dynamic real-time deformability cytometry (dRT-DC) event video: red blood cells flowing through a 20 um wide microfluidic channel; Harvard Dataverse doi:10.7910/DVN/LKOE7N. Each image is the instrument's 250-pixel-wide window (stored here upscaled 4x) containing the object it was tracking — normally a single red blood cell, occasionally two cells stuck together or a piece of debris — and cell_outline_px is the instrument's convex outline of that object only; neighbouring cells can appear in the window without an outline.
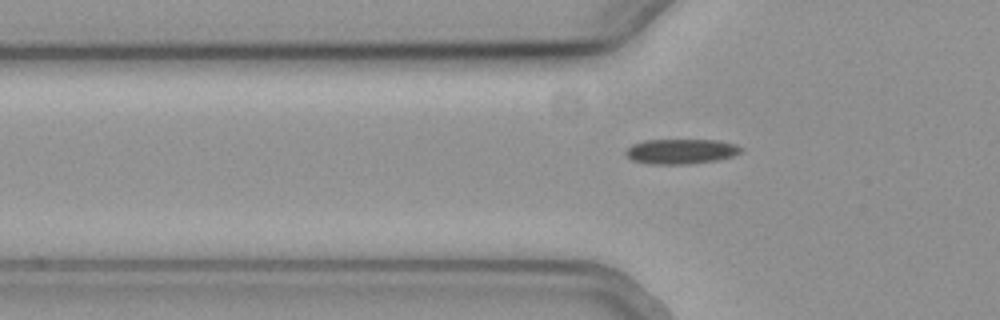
{"species": "common noctule bat (a hibernating species)", "species_latin": "Nyctalus noctula", "temperature_condition": "cold", "stored_images_in_passage": 38, "camera_frame_rate_fps": 3000, "um_per_image_px": 0.085, "animal": {"sex": "female", "body_mass_g": 19.3, "forearm_length_mm": 54.1}, "frame": {"image": 1, "passage_image": 4, "time_ms": 1.0, "image_size_px": [1000, 320], "cell_outline_px": [[744, 148], [740, 152], [732, 156], [716, 160], [688, 164], [652, 164], [632, 160], [624, 152], [632, 144], [644, 140], [716, 140], [736, 144]], "centroid_in_image_um": [57.89, 12.86], "position_along_channel_um": 67.9, "area_um2": 16.7}}
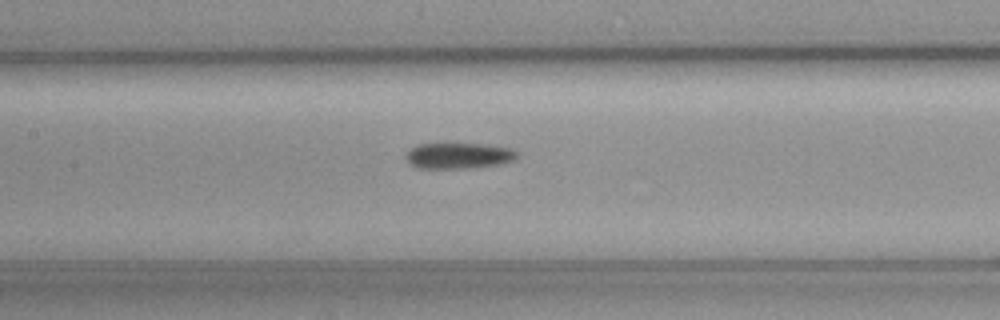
{"frame": {"image": 2, "passage_image": 12, "time_ms": 3.667, "image_size_px": [1000, 320], "cell_outline_px": [[516, 156], [512, 160], [496, 164], [476, 168], [416, 168], [404, 156], [412, 148], [420, 144], [484, 144], [512, 148], [516, 152]], "centroid_in_image_um": [38.97, 13.24], "position_along_channel_um": 168.4, "area_um2": 16.47}}
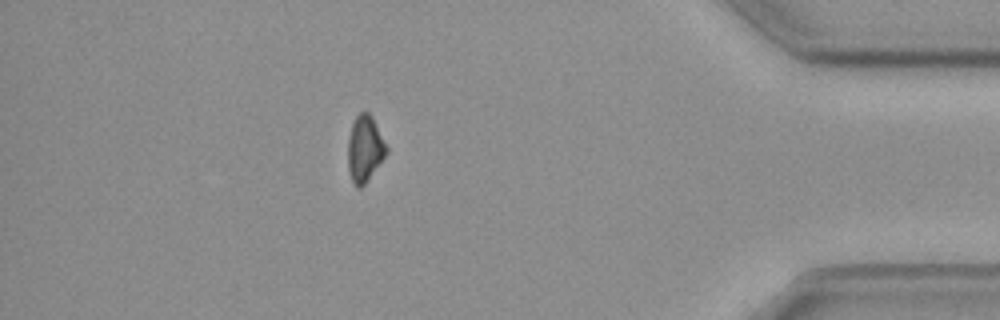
{"frame": {"image": 3, "passage_image": 34, "time_ms": 11.0, "image_size_px": [1000, 320], "cell_outline_px": [[388, 152], [364, 184], [360, 188], [356, 188], [352, 180], [348, 168], [348, 140], [352, 124], [356, 116], [360, 112], [368, 112], [372, 116], [388, 148]], "centroid_in_image_um": [31.0, 12.63], "position_along_channel_um": 404.2, "area_um2": 14.68}}